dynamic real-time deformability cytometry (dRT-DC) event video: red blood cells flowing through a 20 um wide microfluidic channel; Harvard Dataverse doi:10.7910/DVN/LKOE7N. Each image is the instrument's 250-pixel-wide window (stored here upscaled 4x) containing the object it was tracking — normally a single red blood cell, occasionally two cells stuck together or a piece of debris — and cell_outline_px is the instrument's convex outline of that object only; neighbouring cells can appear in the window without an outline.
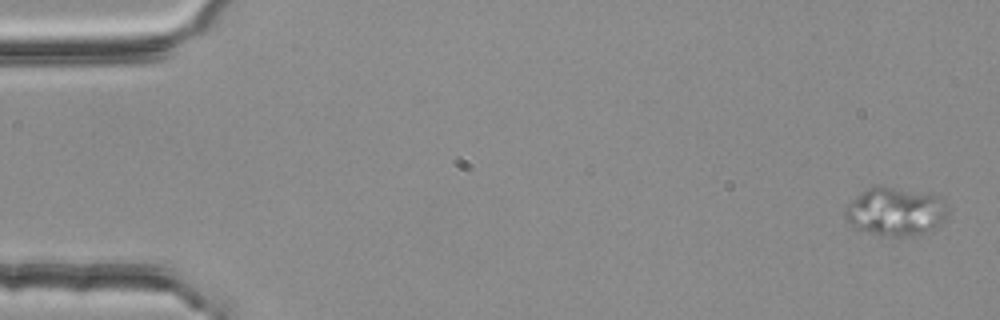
{"species": "common noctule bat (a hibernating species)", "species_latin": "Nyctalus noctula", "temperature_condition": "room temperature", "stored_images_in_passage": 4, "camera_frame_rate_fps": 3000, "um_per_image_px": 0.085, "animal": {"sex": "female", "body_mass_g": 25.1}, "frame": {"image": 1, "passage_image": 1, "time_ms": 0.0, "image_size_px": [1000, 320], "cell_outline_px": [[948, 208], [944, 220], [940, 224], [924, 232], [904, 236], [884, 236], [856, 228], [844, 216], [844, 212], [848, 204], [856, 196], [868, 188], [876, 184], [944, 196], [948, 204]], "centroid_in_image_um": [76.15, 17.94], "position_along_channel_um": 8.9, "area_um2": 28.96}}